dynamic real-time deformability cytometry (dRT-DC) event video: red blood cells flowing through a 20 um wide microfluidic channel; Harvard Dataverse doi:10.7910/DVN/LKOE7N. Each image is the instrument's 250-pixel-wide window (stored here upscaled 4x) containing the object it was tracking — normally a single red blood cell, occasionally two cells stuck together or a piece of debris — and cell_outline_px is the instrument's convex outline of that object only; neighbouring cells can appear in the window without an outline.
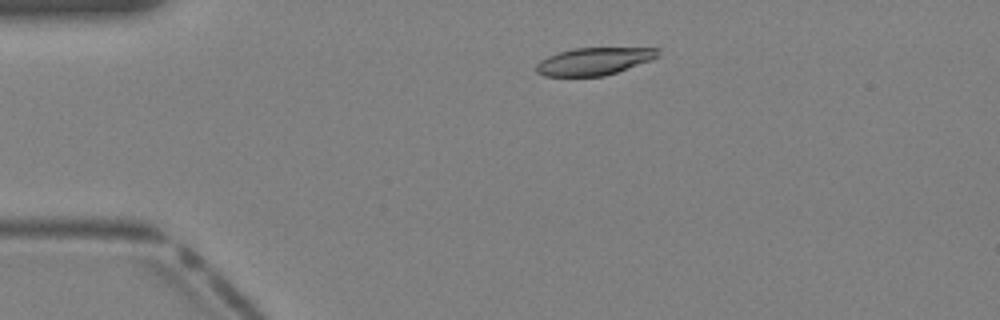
{"species": "Egyptian fruit bat (a non-hibernating species)", "species_latin": "Rousettus aegyptiacus", "temperature_condition": "warm", "stored_images_in_passage": 36, "camera_frame_rate_fps": 3000, "um_per_image_px": 0.085, "animal": {"sex": "female"}, "frame": {"image": 1, "passage_image": 5, "time_ms": 1.333, "image_size_px": [1000, 320], "cell_outline_px": [[660, 56], [652, 60], [604, 76], [544, 76], [536, 72], [536, 64], [540, 60], [548, 56], [572, 48], [660, 48]], "centroid_in_image_um": [50.51, 5.21], "position_along_channel_um": 34.5, "area_um2": 19.48}}
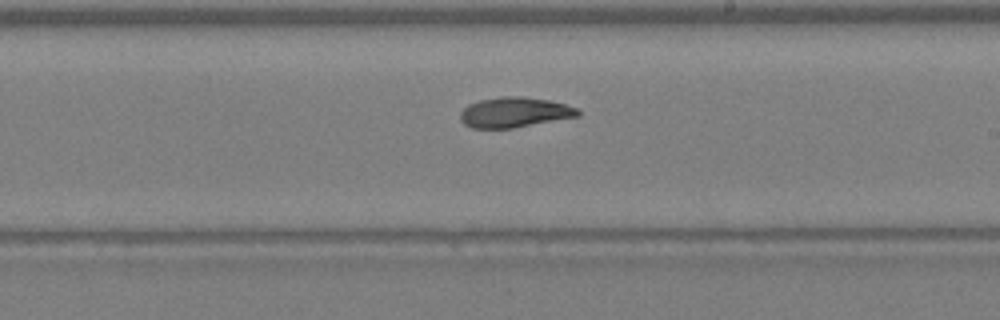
{"frame": {"image": 2, "passage_image": 20, "time_ms": 6.333, "image_size_px": [1000, 320], "cell_outline_px": [[580, 116], [512, 128], [472, 128], [464, 124], [460, 120], [460, 112], [468, 104], [480, 100], [504, 96], [524, 96], [548, 100], [564, 104], [576, 108], [580, 112]], "centroid_in_image_um": [43.71, 9.55], "position_along_channel_um": 245.3, "area_um2": 20.63}}
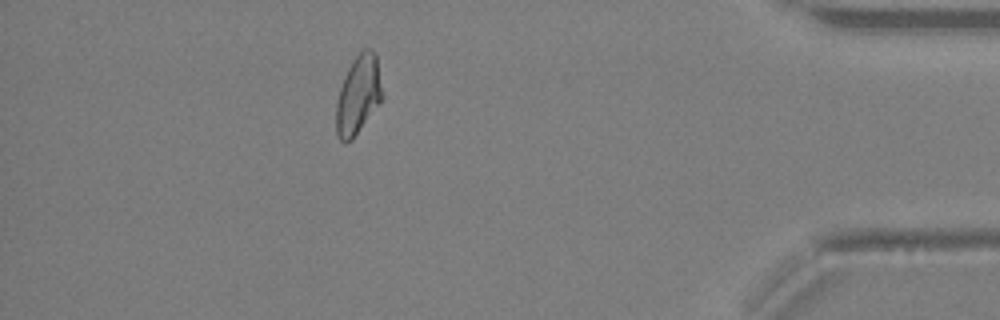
{"frame": {"image": 3, "passage_image": 32, "time_ms": 10.333, "image_size_px": [1000, 320], "cell_outline_px": [[384, 96], [380, 104], [352, 140], [344, 144], [340, 140], [336, 132], [336, 104], [340, 88], [348, 68], [352, 60], [364, 48], [372, 48], [376, 52]], "centroid_in_image_um": [30.48, 8.07], "position_along_channel_um": 404.7, "area_um2": 21.5}}